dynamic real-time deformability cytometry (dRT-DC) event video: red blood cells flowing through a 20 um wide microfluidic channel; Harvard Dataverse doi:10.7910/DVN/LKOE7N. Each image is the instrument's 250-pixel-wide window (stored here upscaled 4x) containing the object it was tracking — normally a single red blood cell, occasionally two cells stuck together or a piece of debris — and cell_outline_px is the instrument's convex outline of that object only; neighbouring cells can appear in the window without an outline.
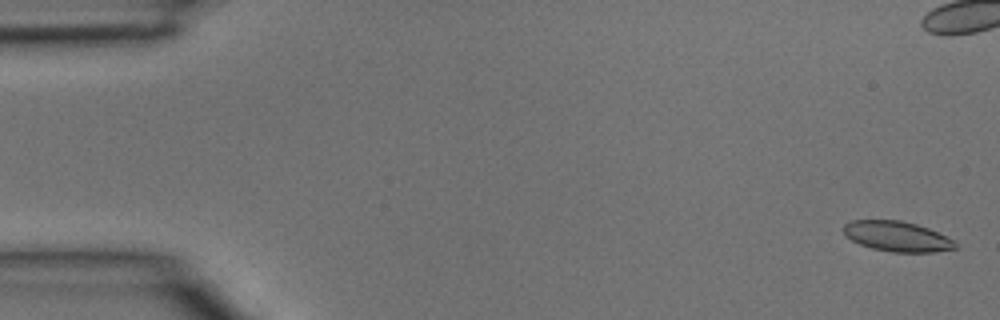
{"species": "common noctule bat (a hibernating species)", "species_latin": "Nyctalus noctula", "temperature_condition": "room temperature", "stored_images_in_passage": 4, "camera_frame_rate_fps": 3000, "um_per_image_px": 0.085, "animal": {"sex": "male", "body_mass_g": 15.6}, "frame": {"image": 1, "passage_image": 1, "time_ms": 0.0, "image_size_px": [1000, 320], "cell_outline_px": [[956, 248], [932, 252], [892, 252], [872, 248], [860, 244], [852, 240], [844, 232], [844, 224], [852, 220], [900, 220], [916, 224], [928, 228], [956, 240]], "centroid_in_image_um": [76.28, 20.09], "position_along_channel_um": 8.7, "area_um2": 19.54}}
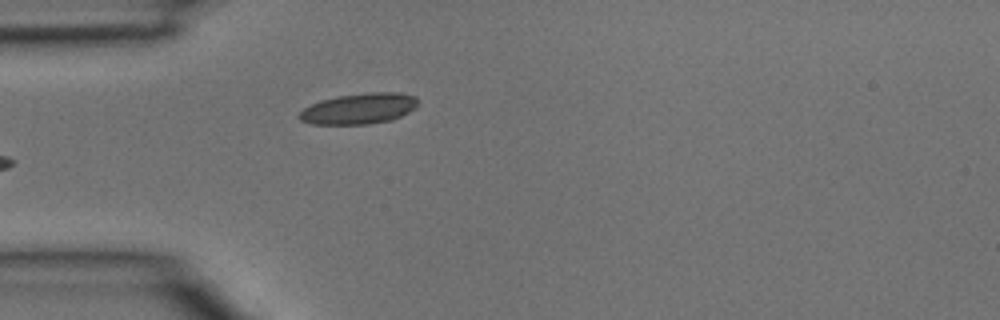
{"frame": {"image": 2, "passage_image": 4, "time_ms": 1.0, "image_size_px": [1000, 320], "cell_outline_px": [[416, 108], [392, 120], [364, 124], [312, 124], [300, 120], [296, 116], [304, 108], [320, 100], [336, 96], [368, 92], [400, 92], [416, 96]], "centroid_in_image_um": [30.5, 9.22], "position_along_channel_um": 54.5, "area_um2": 21.33}}